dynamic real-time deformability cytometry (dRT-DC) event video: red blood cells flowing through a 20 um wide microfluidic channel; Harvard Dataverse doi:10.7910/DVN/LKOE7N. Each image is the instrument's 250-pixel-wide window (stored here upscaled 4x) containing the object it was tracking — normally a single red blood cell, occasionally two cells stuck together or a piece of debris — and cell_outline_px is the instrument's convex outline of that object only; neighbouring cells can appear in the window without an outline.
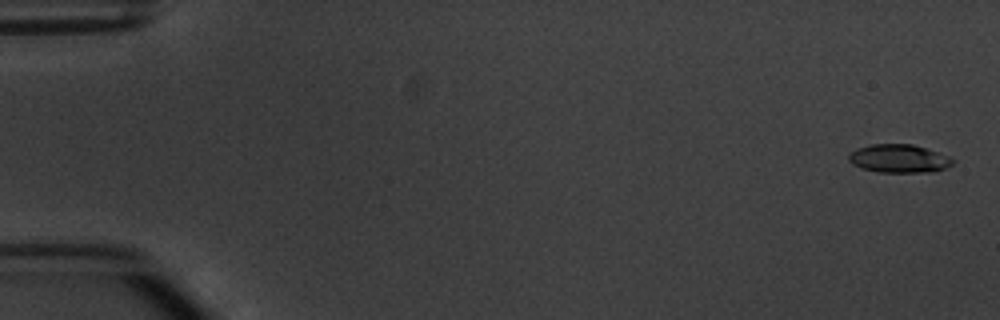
{"species": "common noctule bat (a hibernating species)", "species_latin": "Nyctalus noctula", "temperature_condition": "warm", "stored_images_in_passage": 5, "camera_frame_rate_fps": 3000, "um_per_image_px": 0.085, "animal": {"sex": "male", "body_mass_g": 20.1, "forearm_length_mm": 53.5}, "frame": {"image": 1, "passage_image": 1, "time_ms": 0.0, "image_size_px": [1000, 320], "cell_outline_px": [[956, 160], [952, 164], [944, 168], [932, 172], [880, 172], [864, 168], [852, 164], [848, 160], [848, 156], [856, 148], [868, 144], [912, 144], [948, 156]], "centroid_in_image_um": [76.4, 13.47], "position_along_channel_um": 8.6, "area_um2": 16.99}}
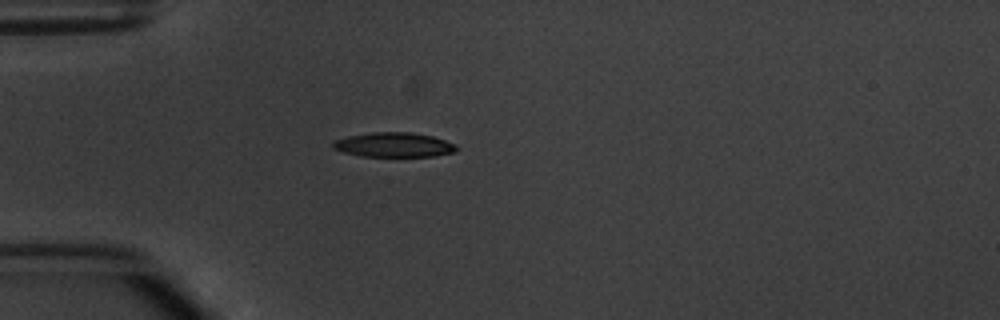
{"frame": {"image": 2, "passage_image": 5, "time_ms": 4.667, "image_size_px": [1000, 320], "cell_outline_px": [[460, 148], [456, 152], [436, 156], [360, 156], [344, 152], [332, 148], [332, 140], [348, 136], [372, 132], [408, 132], [432, 136], [456, 144]], "centroid_in_image_um": [33.49, 12.31], "position_along_channel_um": 51.5, "area_um2": 17.8}}